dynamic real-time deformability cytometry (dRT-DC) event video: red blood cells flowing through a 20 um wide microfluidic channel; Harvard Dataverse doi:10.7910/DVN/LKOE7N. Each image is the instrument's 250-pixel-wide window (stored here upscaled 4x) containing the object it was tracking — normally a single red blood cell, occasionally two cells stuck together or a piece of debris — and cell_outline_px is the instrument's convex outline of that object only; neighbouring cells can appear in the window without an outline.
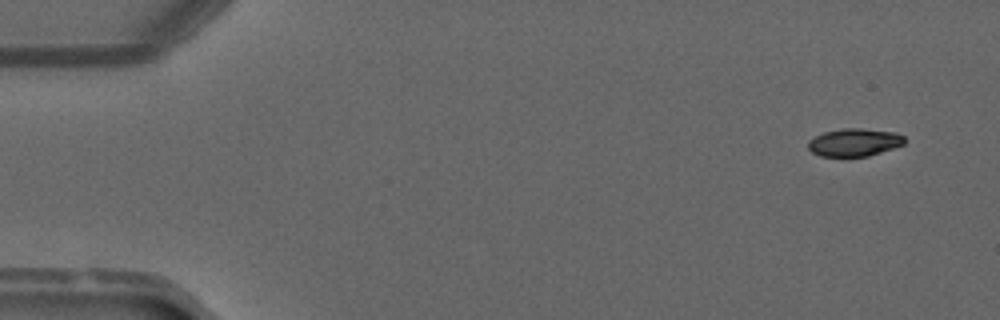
{"species": "common noctule bat (a hibernating species)", "species_latin": "Nyctalus noctula", "temperature_condition": "warm", "stored_images_in_passage": 8, "camera_frame_rate_fps": 3000, "um_per_image_px": 0.085, "animal": {"sex": "male", "forearm_length_mm": 52.5}, "frame": {"image": 1, "passage_image": 1, "time_ms": 0.0, "image_size_px": [1000, 320], "cell_outline_px": [[904, 144], [868, 156], [820, 156], [812, 152], [808, 148], [808, 140], [824, 132], [844, 128], [860, 128], [896, 132], [904, 136]], "centroid_in_image_um": [72.61, 12.09], "position_along_channel_um": 12.4, "area_um2": 15.49}}